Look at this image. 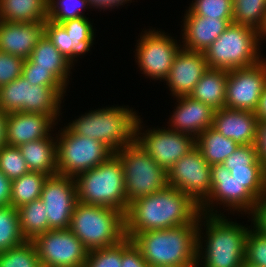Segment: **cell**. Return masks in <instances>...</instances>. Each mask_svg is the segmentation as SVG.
Returning <instances> with one entry per match:
<instances>
[{
	"instance_id": "cell-1",
	"label": "cell",
	"mask_w": 266,
	"mask_h": 267,
	"mask_svg": "<svg viewBox=\"0 0 266 267\" xmlns=\"http://www.w3.org/2000/svg\"><path fill=\"white\" fill-rule=\"evenodd\" d=\"M200 213V206L189 195L167 186L129 204L124 215L125 237L192 224Z\"/></svg>"
},
{
	"instance_id": "cell-2",
	"label": "cell",
	"mask_w": 266,
	"mask_h": 267,
	"mask_svg": "<svg viewBox=\"0 0 266 267\" xmlns=\"http://www.w3.org/2000/svg\"><path fill=\"white\" fill-rule=\"evenodd\" d=\"M222 214L221 212L219 215L199 214L198 266L203 264V267H241L244 262L246 238L251 228L228 221ZM202 225L204 229L206 227L205 245H202L203 241H201L204 238L201 234Z\"/></svg>"
},
{
	"instance_id": "cell-3",
	"label": "cell",
	"mask_w": 266,
	"mask_h": 267,
	"mask_svg": "<svg viewBox=\"0 0 266 267\" xmlns=\"http://www.w3.org/2000/svg\"><path fill=\"white\" fill-rule=\"evenodd\" d=\"M198 219L187 225L135 233L130 237L149 267L197 265Z\"/></svg>"
},
{
	"instance_id": "cell-4",
	"label": "cell",
	"mask_w": 266,
	"mask_h": 267,
	"mask_svg": "<svg viewBox=\"0 0 266 267\" xmlns=\"http://www.w3.org/2000/svg\"><path fill=\"white\" fill-rule=\"evenodd\" d=\"M139 118L133 108L113 106L91 110L69 122L66 127L72 133L104 143L116 153L136 141Z\"/></svg>"
},
{
	"instance_id": "cell-5",
	"label": "cell",
	"mask_w": 266,
	"mask_h": 267,
	"mask_svg": "<svg viewBox=\"0 0 266 267\" xmlns=\"http://www.w3.org/2000/svg\"><path fill=\"white\" fill-rule=\"evenodd\" d=\"M77 201L127 211L124 171L113 154L107 161L75 177Z\"/></svg>"
},
{
	"instance_id": "cell-6",
	"label": "cell",
	"mask_w": 266,
	"mask_h": 267,
	"mask_svg": "<svg viewBox=\"0 0 266 267\" xmlns=\"http://www.w3.org/2000/svg\"><path fill=\"white\" fill-rule=\"evenodd\" d=\"M69 229L89 251L115 246L126 238L121 211L79 201L75 204Z\"/></svg>"
},
{
	"instance_id": "cell-7",
	"label": "cell",
	"mask_w": 266,
	"mask_h": 267,
	"mask_svg": "<svg viewBox=\"0 0 266 267\" xmlns=\"http://www.w3.org/2000/svg\"><path fill=\"white\" fill-rule=\"evenodd\" d=\"M258 30L231 23L206 49L208 68L233 70L256 65L261 59Z\"/></svg>"
},
{
	"instance_id": "cell-8",
	"label": "cell",
	"mask_w": 266,
	"mask_h": 267,
	"mask_svg": "<svg viewBox=\"0 0 266 267\" xmlns=\"http://www.w3.org/2000/svg\"><path fill=\"white\" fill-rule=\"evenodd\" d=\"M121 161L127 209L131 202L166 188L167 171L135 141L114 153Z\"/></svg>"
},
{
	"instance_id": "cell-9",
	"label": "cell",
	"mask_w": 266,
	"mask_h": 267,
	"mask_svg": "<svg viewBox=\"0 0 266 267\" xmlns=\"http://www.w3.org/2000/svg\"><path fill=\"white\" fill-rule=\"evenodd\" d=\"M67 87L31 85L23 76L0 87V108L6 113L30 112L60 116L61 103Z\"/></svg>"
},
{
	"instance_id": "cell-10",
	"label": "cell",
	"mask_w": 266,
	"mask_h": 267,
	"mask_svg": "<svg viewBox=\"0 0 266 267\" xmlns=\"http://www.w3.org/2000/svg\"><path fill=\"white\" fill-rule=\"evenodd\" d=\"M56 134L58 174L76 177L107 161L114 152L104 143L72 133L66 126Z\"/></svg>"
},
{
	"instance_id": "cell-11",
	"label": "cell",
	"mask_w": 266,
	"mask_h": 267,
	"mask_svg": "<svg viewBox=\"0 0 266 267\" xmlns=\"http://www.w3.org/2000/svg\"><path fill=\"white\" fill-rule=\"evenodd\" d=\"M33 243L41 267H85L89 250L69 228L46 231Z\"/></svg>"
},
{
	"instance_id": "cell-12",
	"label": "cell",
	"mask_w": 266,
	"mask_h": 267,
	"mask_svg": "<svg viewBox=\"0 0 266 267\" xmlns=\"http://www.w3.org/2000/svg\"><path fill=\"white\" fill-rule=\"evenodd\" d=\"M167 33L151 30L144 31L137 40L135 60L142 74L151 77L152 80H166L173 60L180 50L177 40ZM180 45V46H179Z\"/></svg>"
},
{
	"instance_id": "cell-13",
	"label": "cell",
	"mask_w": 266,
	"mask_h": 267,
	"mask_svg": "<svg viewBox=\"0 0 266 267\" xmlns=\"http://www.w3.org/2000/svg\"><path fill=\"white\" fill-rule=\"evenodd\" d=\"M139 118L136 127V142L151 156L155 162L168 171L181 157L193 150L195 138L170 129L144 128ZM142 127V128H141Z\"/></svg>"
},
{
	"instance_id": "cell-14",
	"label": "cell",
	"mask_w": 266,
	"mask_h": 267,
	"mask_svg": "<svg viewBox=\"0 0 266 267\" xmlns=\"http://www.w3.org/2000/svg\"><path fill=\"white\" fill-rule=\"evenodd\" d=\"M167 183L189 195L200 206L211 192V165L195 147L167 171Z\"/></svg>"
},
{
	"instance_id": "cell-15",
	"label": "cell",
	"mask_w": 266,
	"mask_h": 267,
	"mask_svg": "<svg viewBox=\"0 0 266 267\" xmlns=\"http://www.w3.org/2000/svg\"><path fill=\"white\" fill-rule=\"evenodd\" d=\"M257 202L258 199L243 184L232 178L224 165L211 166V192L200 205L201 213L219 215L218 211L213 209L216 203L229 207L230 211L233 209L234 212H247L246 214L250 215Z\"/></svg>"
},
{
	"instance_id": "cell-16",
	"label": "cell",
	"mask_w": 266,
	"mask_h": 267,
	"mask_svg": "<svg viewBox=\"0 0 266 267\" xmlns=\"http://www.w3.org/2000/svg\"><path fill=\"white\" fill-rule=\"evenodd\" d=\"M266 83V58L246 68L228 71L225 107L254 112Z\"/></svg>"
},
{
	"instance_id": "cell-17",
	"label": "cell",
	"mask_w": 266,
	"mask_h": 267,
	"mask_svg": "<svg viewBox=\"0 0 266 267\" xmlns=\"http://www.w3.org/2000/svg\"><path fill=\"white\" fill-rule=\"evenodd\" d=\"M40 199L45 205L49 230L68 229L77 203L75 178L60 174L48 176Z\"/></svg>"
},
{
	"instance_id": "cell-18",
	"label": "cell",
	"mask_w": 266,
	"mask_h": 267,
	"mask_svg": "<svg viewBox=\"0 0 266 267\" xmlns=\"http://www.w3.org/2000/svg\"><path fill=\"white\" fill-rule=\"evenodd\" d=\"M207 69L204 53L181 47L165 80L172 97L189 96Z\"/></svg>"
},
{
	"instance_id": "cell-19",
	"label": "cell",
	"mask_w": 266,
	"mask_h": 267,
	"mask_svg": "<svg viewBox=\"0 0 266 267\" xmlns=\"http://www.w3.org/2000/svg\"><path fill=\"white\" fill-rule=\"evenodd\" d=\"M57 123L51 116L40 113L7 114L6 143L19 147L27 142L46 138L51 135V129Z\"/></svg>"
},
{
	"instance_id": "cell-20",
	"label": "cell",
	"mask_w": 266,
	"mask_h": 267,
	"mask_svg": "<svg viewBox=\"0 0 266 267\" xmlns=\"http://www.w3.org/2000/svg\"><path fill=\"white\" fill-rule=\"evenodd\" d=\"M175 98L178 104L169 118V127L172 129H168L196 138L202 131L213 126L215 110L211 106L190 96Z\"/></svg>"
},
{
	"instance_id": "cell-21",
	"label": "cell",
	"mask_w": 266,
	"mask_h": 267,
	"mask_svg": "<svg viewBox=\"0 0 266 267\" xmlns=\"http://www.w3.org/2000/svg\"><path fill=\"white\" fill-rule=\"evenodd\" d=\"M182 48L204 53L206 49L233 23V19L202 17L185 11Z\"/></svg>"
},
{
	"instance_id": "cell-22",
	"label": "cell",
	"mask_w": 266,
	"mask_h": 267,
	"mask_svg": "<svg viewBox=\"0 0 266 267\" xmlns=\"http://www.w3.org/2000/svg\"><path fill=\"white\" fill-rule=\"evenodd\" d=\"M44 35V22L0 21V51L28 59Z\"/></svg>"
},
{
	"instance_id": "cell-23",
	"label": "cell",
	"mask_w": 266,
	"mask_h": 267,
	"mask_svg": "<svg viewBox=\"0 0 266 267\" xmlns=\"http://www.w3.org/2000/svg\"><path fill=\"white\" fill-rule=\"evenodd\" d=\"M212 127L238 145L256 143L258 119L254 112L226 107L217 109Z\"/></svg>"
},
{
	"instance_id": "cell-24",
	"label": "cell",
	"mask_w": 266,
	"mask_h": 267,
	"mask_svg": "<svg viewBox=\"0 0 266 267\" xmlns=\"http://www.w3.org/2000/svg\"><path fill=\"white\" fill-rule=\"evenodd\" d=\"M52 135L19 146L30 171L47 176L58 174L56 137L54 139Z\"/></svg>"
},
{
	"instance_id": "cell-25",
	"label": "cell",
	"mask_w": 266,
	"mask_h": 267,
	"mask_svg": "<svg viewBox=\"0 0 266 267\" xmlns=\"http://www.w3.org/2000/svg\"><path fill=\"white\" fill-rule=\"evenodd\" d=\"M227 77L228 70L208 68L189 96L214 110L224 108Z\"/></svg>"
},
{
	"instance_id": "cell-26",
	"label": "cell",
	"mask_w": 266,
	"mask_h": 267,
	"mask_svg": "<svg viewBox=\"0 0 266 267\" xmlns=\"http://www.w3.org/2000/svg\"><path fill=\"white\" fill-rule=\"evenodd\" d=\"M29 58L36 63V67L50 69L68 87V78L73 65L57 50L45 34L34 47Z\"/></svg>"
},
{
	"instance_id": "cell-27",
	"label": "cell",
	"mask_w": 266,
	"mask_h": 267,
	"mask_svg": "<svg viewBox=\"0 0 266 267\" xmlns=\"http://www.w3.org/2000/svg\"><path fill=\"white\" fill-rule=\"evenodd\" d=\"M49 0H0V21L45 22Z\"/></svg>"
},
{
	"instance_id": "cell-28",
	"label": "cell",
	"mask_w": 266,
	"mask_h": 267,
	"mask_svg": "<svg viewBox=\"0 0 266 267\" xmlns=\"http://www.w3.org/2000/svg\"><path fill=\"white\" fill-rule=\"evenodd\" d=\"M195 145L211 166L223 164L239 146L234 140L224 137L213 127L202 131L195 138Z\"/></svg>"
},
{
	"instance_id": "cell-29",
	"label": "cell",
	"mask_w": 266,
	"mask_h": 267,
	"mask_svg": "<svg viewBox=\"0 0 266 267\" xmlns=\"http://www.w3.org/2000/svg\"><path fill=\"white\" fill-rule=\"evenodd\" d=\"M44 34L72 65H74L75 58L79 55H85L94 44L93 40L73 38L60 23L53 22L50 19L44 22Z\"/></svg>"
},
{
	"instance_id": "cell-30",
	"label": "cell",
	"mask_w": 266,
	"mask_h": 267,
	"mask_svg": "<svg viewBox=\"0 0 266 267\" xmlns=\"http://www.w3.org/2000/svg\"><path fill=\"white\" fill-rule=\"evenodd\" d=\"M18 209L20 229L25 240L33 241L49 231L45 205L41 199L20 206Z\"/></svg>"
},
{
	"instance_id": "cell-31",
	"label": "cell",
	"mask_w": 266,
	"mask_h": 267,
	"mask_svg": "<svg viewBox=\"0 0 266 267\" xmlns=\"http://www.w3.org/2000/svg\"><path fill=\"white\" fill-rule=\"evenodd\" d=\"M47 175L30 171L11 181L10 205L16 209L33 200L40 199Z\"/></svg>"
},
{
	"instance_id": "cell-32",
	"label": "cell",
	"mask_w": 266,
	"mask_h": 267,
	"mask_svg": "<svg viewBox=\"0 0 266 267\" xmlns=\"http://www.w3.org/2000/svg\"><path fill=\"white\" fill-rule=\"evenodd\" d=\"M24 241L18 209L11 205L0 206V252L21 245Z\"/></svg>"
},
{
	"instance_id": "cell-33",
	"label": "cell",
	"mask_w": 266,
	"mask_h": 267,
	"mask_svg": "<svg viewBox=\"0 0 266 267\" xmlns=\"http://www.w3.org/2000/svg\"><path fill=\"white\" fill-rule=\"evenodd\" d=\"M266 17V0H233V23L259 30Z\"/></svg>"
},
{
	"instance_id": "cell-34",
	"label": "cell",
	"mask_w": 266,
	"mask_h": 267,
	"mask_svg": "<svg viewBox=\"0 0 266 267\" xmlns=\"http://www.w3.org/2000/svg\"><path fill=\"white\" fill-rule=\"evenodd\" d=\"M0 267H41L33 241L0 252Z\"/></svg>"
},
{
	"instance_id": "cell-35",
	"label": "cell",
	"mask_w": 266,
	"mask_h": 267,
	"mask_svg": "<svg viewBox=\"0 0 266 267\" xmlns=\"http://www.w3.org/2000/svg\"><path fill=\"white\" fill-rule=\"evenodd\" d=\"M232 178L243 184L258 200L266 195V168L240 167L230 171Z\"/></svg>"
},
{
	"instance_id": "cell-36",
	"label": "cell",
	"mask_w": 266,
	"mask_h": 267,
	"mask_svg": "<svg viewBox=\"0 0 266 267\" xmlns=\"http://www.w3.org/2000/svg\"><path fill=\"white\" fill-rule=\"evenodd\" d=\"M0 171L11 181L30 172L19 147L6 144L0 149Z\"/></svg>"
},
{
	"instance_id": "cell-37",
	"label": "cell",
	"mask_w": 266,
	"mask_h": 267,
	"mask_svg": "<svg viewBox=\"0 0 266 267\" xmlns=\"http://www.w3.org/2000/svg\"><path fill=\"white\" fill-rule=\"evenodd\" d=\"M89 6L88 0H49L48 19L61 23L67 19L79 18L84 16L82 10L91 8Z\"/></svg>"
},
{
	"instance_id": "cell-38",
	"label": "cell",
	"mask_w": 266,
	"mask_h": 267,
	"mask_svg": "<svg viewBox=\"0 0 266 267\" xmlns=\"http://www.w3.org/2000/svg\"><path fill=\"white\" fill-rule=\"evenodd\" d=\"M188 11L202 17L233 19V0H194Z\"/></svg>"
},
{
	"instance_id": "cell-39",
	"label": "cell",
	"mask_w": 266,
	"mask_h": 267,
	"mask_svg": "<svg viewBox=\"0 0 266 267\" xmlns=\"http://www.w3.org/2000/svg\"><path fill=\"white\" fill-rule=\"evenodd\" d=\"M122 241L115 246L90 250L85 267H121Z\"/></svg>"
},
{
	"instance_id": "cell-40",
	"label": "cell",
	"mask_w": 266,
	"mask_h": 267,
	"mask_svg": "<svg viewBox=\"0 0 266 267\" xmlns=\"http://www.w3.org/2000/svg\"><path fill=\"white\" fill-rule=\"evenodd\" d=\"M244 261L257 267H266V240L252 226L246 238Z\"/></svg>"
},
{
	"instance_id": "cell-41",
	"label": "cell",
	"mask_w": 266,
	"mask_h": 267,
	"mask_svg": "<svg viewBox=\"0 0 266 267\" xmlns=\"http://www.w3.org/2000/svg\"><path fill=\"white\" fill-rule=\"evenodd\" d=\"M22 76L28 80L31 85H42L48 87H66L50 69L36 67L30 58L25 59L22 67Z\"/></svg>"
},
{
	"instance_id": "cell-42",
	"label": "cell",
	"mask_w": 266,
	"mask_h": 267,
	"mask_svg": "<svg viewBox=\"0 0 266 267\" xmlns=\"http://www.w3.org/2000/svg\"><path fill=\"white\" fill-rule=\"evenodd\" d=\"M229 171L240 167H264L258 159L257 148L254 144L239 145L238 148L225 159L223 164Z\"/></svg>"
},
{
	"instance_id": "cell-43",
	"label": "cell",
	"mask_w": 266,
	"mask_h": 267,
	"mask_svg": "<svg viewBox=\"0 0 266 267\" xmlns=\"http://www.w3.org/2000/svg\"><path fill=\"white\" fill-rule=\"evenodd\" d=\"M24 59L0 51V87L22 76Z\"/></svg>"
},
{
	"instance_id": "cell-44",
	"label": "cell",
	"mask_w": 266,
	"mask_h": 267,
	"mask_svg": "<svg viewBox=\"0 0 266 267\" xmlns=\"http://www.w3.org/2000/svg\"><path fill=\"white\" fill-rule=\"evenodd\" d=\"M73 38L82 40H94V29L92 23L82 16L79 18L67 19L60 23Z\"/></svg>"
},
{
	"instance_id": "cell-45",
	"label": "cell",
	"mask_w": 266,
	"mask_h": 267,
	"mask_svg": "<svg viewBox=\"0 0 266 267\" xmlns=\"http://www.w3.org/2000/svg\"><path fill=\"white\" fill-rule=\"evenodd\" d=\"M121 267H149L144 260L141 251L135 246L130 238L122 240Z\"/></svg>"
},
{
	"instance_id": "cell-46",
	"label": "cell",
	"mask_w": 266,
	"mask_h": 267,
	"mask_svg": "<svg viewBox=\"0 0 266 267\" xmlns=\"http://www.w3.org/2000/svg\"><path fill=\"white\" fill-rule=\"evenodd\" d=\"M250 215H252L253 228L266 229V195L258 200Z\"/></svg>"
},
{
	"instance_id": "cell-47",
	"label": "cell",
	"mask_w": 266,
	"mask_h": 267,
	"mask_svg": "<svg viewBox=\"0 0 266 267\" xmlns=\"http://www.w3.org/2000/svg\"><path fill=\"white\" fill-rule=\"evenodd\" d=\"M255 146L257 148L258 159L266 168V121H258Z\"/></svg>"
},
{
	"instance_id": "cell-48",
	"label": "cell",
	"mask_w": 266,
	"mask_h": 267,
	"mask_svg": "<svg viewBox=\"0 0 266 267\" xmlns=\"http://www.w3.org/2000/svg\"><path fill=\"white\" fill-rule=\"evenodd\" d=\"M11 180L0 171V206L10 205Z\"/></svg>"
},
{
	"instance_id": "cell-49",
	"label": "cell",
	"mask_w": 266,
	"mask_h": 267,
	"mask_svg": "<svg viewBox=\"0 0 266 267\" xmlns=\"http://www.w3.org/2000/svg\"><path fill=\"white\" fill-rule=\"evenodd\" d=\"M129 1L132 2V0H88L91 8H99L101 10L113 9L114 7L118 8V6L127 4Z\"/></svg>"
},
{
	"instance_id": "cell-50",
	"label": "cell",
	"mask_w": 266,
	"mask_h": 267,
	"mask_svg": "<svg viewBox=\"0 0 266 267\" xmlns=\"http://www.w3.org/2000/svg\"><path fill=\"white\" fill-rule=\"evenodd\" d=\"M254 114L257 117L258 121H266V83L259 98L257 107L254 110Z\"/></svg>"
},
{
	"instance_id": "cell-51",
	"label": "cell",
	"mask_w": 266,
	"mask_h": 267,
	"mask_svg": "<svg viewBox=\"0 0 266 267\" xmlns=\"http://www.w3.org/2000/svg\"><path fill=\"white\" fill-rule=\"evenodd\" d=\"M6 123H7V114L0 108V149L7 144Z\"/></svg>"
},
{
	"instance_id": "cell-52",
	"label": "cell",
	"mask_w": 266,
	"mask_h": 267,
	"mask_svg": "<svg viewBox=\"0 0 266 267\" xmlns=\"http://www.w3.org/2000/svg\"><path fill=\"white\" fill-rule=\"evenodd\" d=\"M258 35H259V43H262L260 41L266 39L265 36H266V17H265V20H264V24L262 25V27L258 30ZM264 37V38H263ZM261 38V39H260Z\"/></svg>"
},
{
	"instance_id": "cell-53",
	"label": "cell",
	"mask_w": 266,
	"mask_h": 267,
	"mask_svg": "<svg viewBox=\"0 0 266 267\" xmlns=\"http://www.w3.org/2000/svg\"><path fill=\"white\" fill-rule=\"evenodd\" d=\"M266 240V229H256Z\"/></svg>"
},
{
	"instance_id": "cell-54",
	"label": "cell",
	"mask_w": 266,
	"mask_h": 267,
	"mask_svg": "<svg viewBox=\"0 0 266 267\" xmlns=\"http://www.w3.org/2000/svg\"><path fill=\"white\" fill-rule=\"evenodd\" d=\"M162 267H200L198 265H179V266H162Z\"/></svg>"
},
{
	"instance_id": "cell-55",
	"label": "cell",
	"mask_w": 266,
	"mask_h": 267,
	"mask_svg": "<svg viewBox=\"0 0 266 267\" xmlns=\"http://www.w3.org/2000/svg\"><path fill=\"white\" fill-rule=\"evenodd\" d=\"M241 267H257V266H254V265H251L249 263H246L245 261L242 263Z\"/></svg>"
}]
</instances>
